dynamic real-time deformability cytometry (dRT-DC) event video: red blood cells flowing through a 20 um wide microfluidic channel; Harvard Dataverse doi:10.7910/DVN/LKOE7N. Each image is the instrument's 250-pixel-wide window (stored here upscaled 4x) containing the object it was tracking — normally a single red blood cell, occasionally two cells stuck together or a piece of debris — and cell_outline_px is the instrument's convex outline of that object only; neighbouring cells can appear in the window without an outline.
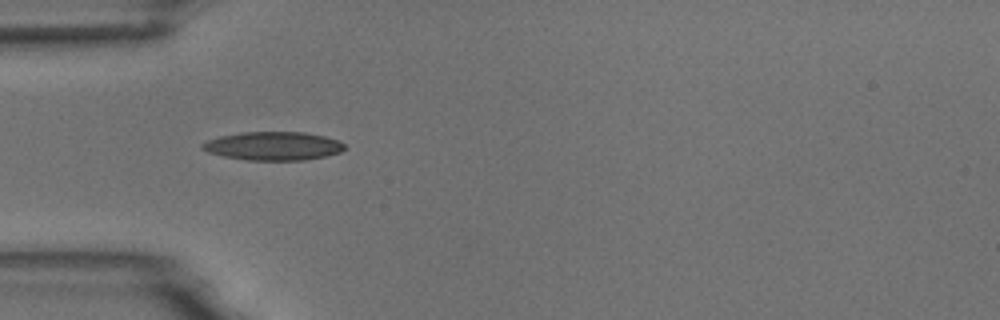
{"species": "common noctule bat (a hibernating species)", "species_latin": "Nyctalus noctula", "temperature_condition": "room temperature", "stored_images_in_passage": 10, "camera_frame_rate_fps": 3000, "um_per_image_px": 0.085, "animal": {"sex": "male", "body_mass_g": 18.8}, "frame": {"image": 1, "passage_image": 6, "time_ms": 6.667, "image_size_px": [1000, 320], "cell_outline_px": [[344, 148], [340, 152], [328, 156], [304, 160], [248, 160], [224, 156], [208, 152], [200, 148], [200, 144], [208, 140], [220, 136], [240, 132], [304, 132], [324, 136], [336, 140], [344, 144]], "centroid_in_image_um": [23.2, 12.41], "position_along_channel_um": 61.8, "area_um2": 23.58}}
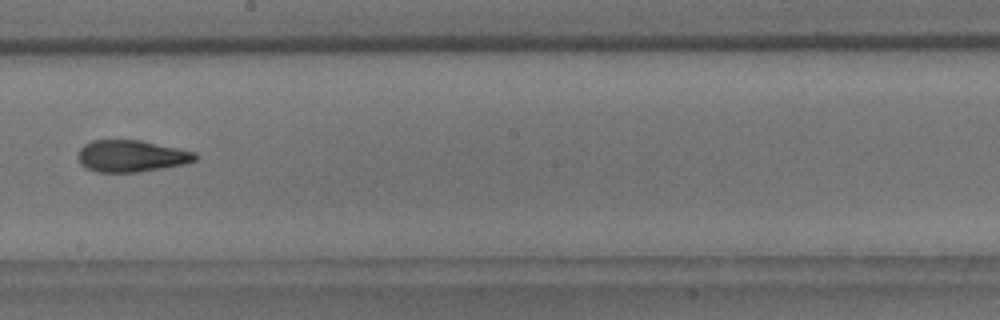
{"frame": {"image": 2, "passage_image": 10, "time_ms": 11.333, "image_size_px": [1000, 320], "cell_outline_px": [[196, 160], [184, 164], [164, 168], [136, 172], [96, 172], [80, 164], [80, 148], [84, 144], [92, 140], [140, 140], [196, 152]], "centroid_in_image_um": [11.18, 13.26], "position_along_channel_um": 237.0, "area_um2": 21.5}}